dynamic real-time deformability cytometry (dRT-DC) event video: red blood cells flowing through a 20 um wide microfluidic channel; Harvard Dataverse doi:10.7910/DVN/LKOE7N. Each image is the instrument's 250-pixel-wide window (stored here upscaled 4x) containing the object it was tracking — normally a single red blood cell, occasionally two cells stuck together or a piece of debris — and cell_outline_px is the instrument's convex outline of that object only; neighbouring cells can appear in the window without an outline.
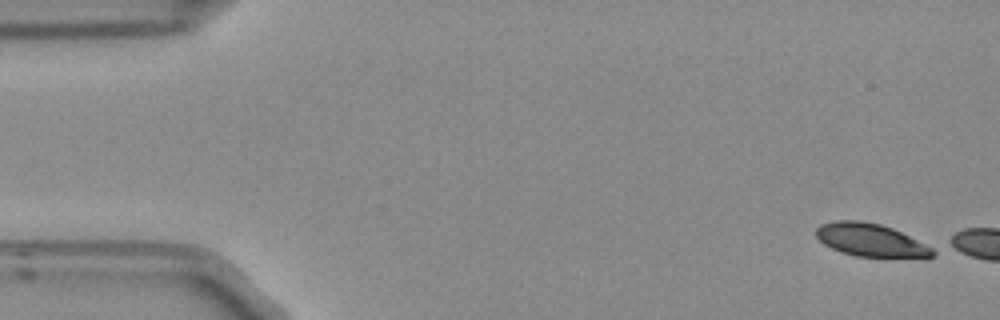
{"species": "Egyptian fruit bat (a non-hibernating species)", "species_latin": "Rousettus aegyptiacus", "temperature_condition": "room temperature", "stored_images_in_passage": 3, "camera_frame_rate_fps": 3000, "um_per_image_px": 0.085, "frame": {"image": 1, "passage_image": 1, "time_ms": 0.0, "image_size_px": [1000, 320], "cell_outline_px": [[936, 256], [928, 260], [924, 260], [856, 256], [840, 252], [824, 244], [816, 236], [816, 228], [820, 224], [836, 220], [860, 220], [880, 224], [892, 228], [932, 248], [936, 252]], "centroid_in_image_um": [74.09, 20.46], "position_along_channel_um": 10.9, "area_um2": 23.06}}